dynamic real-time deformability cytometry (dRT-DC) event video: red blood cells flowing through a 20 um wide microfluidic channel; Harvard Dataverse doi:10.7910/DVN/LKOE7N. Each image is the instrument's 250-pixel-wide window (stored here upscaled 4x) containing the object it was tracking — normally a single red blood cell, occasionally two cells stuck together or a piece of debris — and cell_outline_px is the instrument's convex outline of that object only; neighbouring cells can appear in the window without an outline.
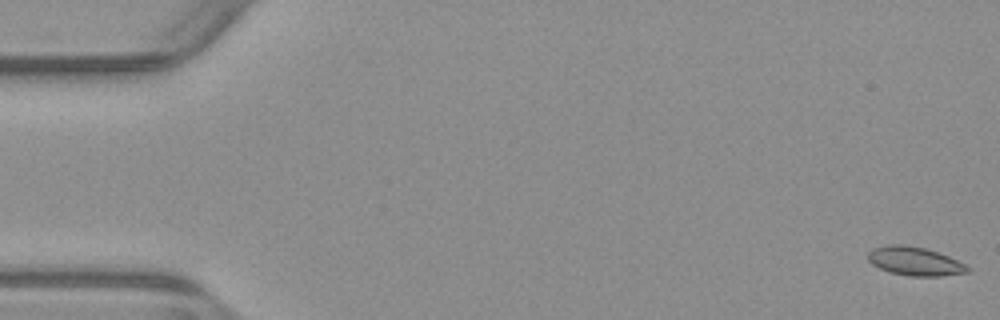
{"species": "common noctule bat (a hibernating species)", "species_latin": "Nyctalus noctula", "temperature_condition": "warm", "stored_images_in_passage": 53, "camera_frame_rate_fps": 3000, "um_per_image_px": 0.085, "animal": {"sex": "male", "body_mass_g": 23.1, "forearm_length_mm": 52.7}, "frame": {"image": 1, "passage_image": 1, "time_ms": 0.0, "image_size_px": [1000, 320], "cell_outline_px": [[972, 268], [968, 272], [940, 276], [908, 276], [888, 272], [872, 264], [868, 260], [868, 252], [872, 248], [888, 244], [904, 244], [924, 248], [948, 256]], "centroid_in_image_um": [77.72, 22.2], "position_along_channel_um": 7.3, "area_um2": 16.65}}
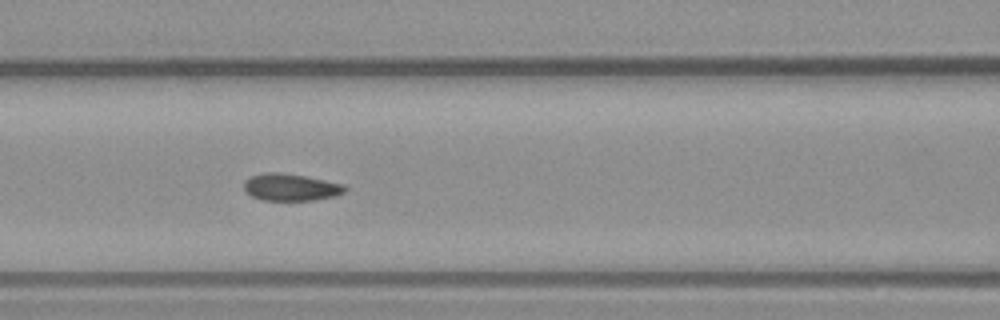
{"frame": {"image": 2, "passage_image": 23, "time_ms": 7.333, "image_size_px": [1000, 320], "cell_outline_px": [[348, 188], [344, 192], [336, 196], [312, 200], [260, 200], [252, 196], [244, 188], [244, 180], [252, 176], [264, 172], [280, 172], [304, 176], [344, 184]], "centroid_in_image_um": [24.72, 15.91], "position_along_channel_um": 141.9, "area_um2": 15.9}}
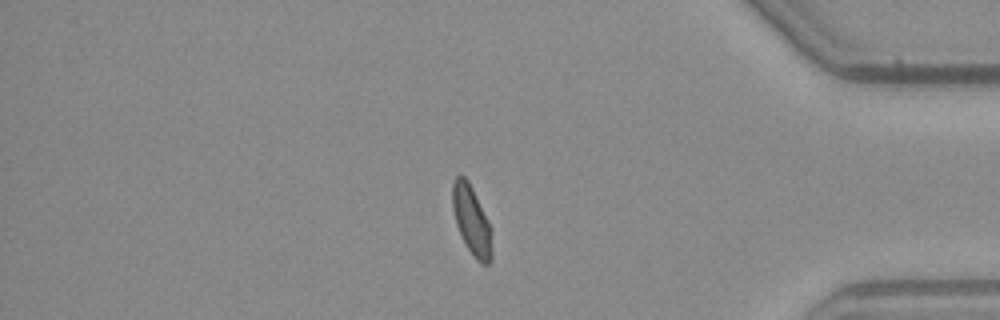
{"frame": {"image": 3, "passage_image": 45, "time_ms": 14.667, "image_size_px": [1000, 320], "cell_outline_px": [[492, 260], [488, 264], [480, 264], [476, 260], [468, 248], [456, 224], [452, 208], [452, 184], [456, 176], [460, 172], [468, 180], [492, 228]], "centroid_in_image_um": [40.1, 18.73], "position_along_channel_um": 395.1, "area_um2": 16.01}, "authors_computed_cell_mechanics": {"area_um2": 16.0106, "velocity_mm_per_s": 3.8995, "shape_relaxation_time_tau1_ms": null, "shape_relaxation_time_tau2_ms": 0.7246, "deformation_change_tau1": null, "deformation_change_tau2": 0.0465}}